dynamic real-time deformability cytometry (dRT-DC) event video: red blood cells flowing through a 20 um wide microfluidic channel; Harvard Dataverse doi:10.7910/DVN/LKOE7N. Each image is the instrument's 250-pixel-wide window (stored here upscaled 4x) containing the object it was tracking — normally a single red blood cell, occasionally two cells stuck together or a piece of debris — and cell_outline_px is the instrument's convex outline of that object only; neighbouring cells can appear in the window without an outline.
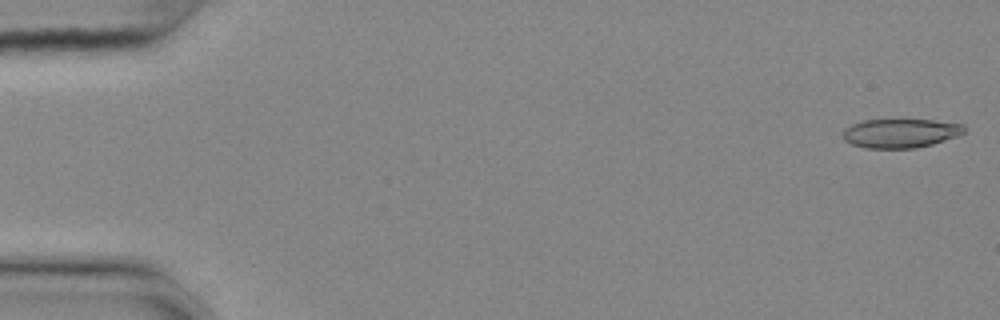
{"species": "common noctule bat (a hibernating species)", "species_latin": "Nyctalus noctula", "temperature_condition": "cold", "stored_images_in_passage": 55, "camera_frame_rate_fps": 3000, "um_per_image_px": 0.085, "animal": {"sex": "female", "body_mass_g": 25.1}, "frame": {"image": 1, "passage_image": 1, "time_ms": 0.0, "image_size_px": [1000, 320], "cell_outline_px": [[964, 132], [956, 136], [932, 144], [916, 148], [868, 148], [852, 144], [844, 140], [844, 128], [852, 124], [864, 120], [932, 120], [964, 124]], "centroid_in_image_um": [76.53, 11.32], "position_along_channel_um": 8.5, "area_um2": 20.29}}
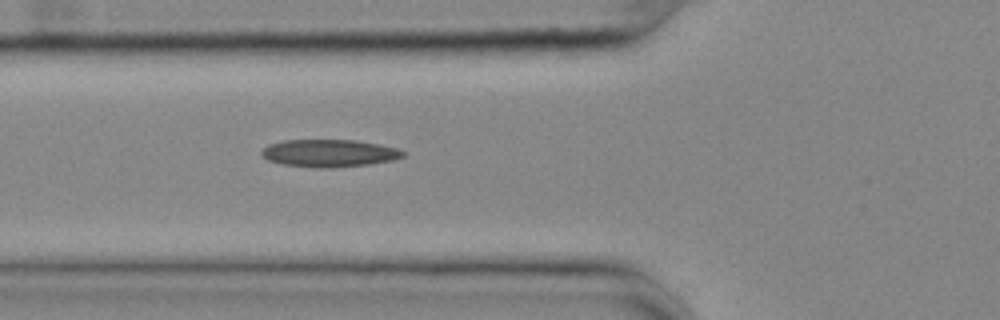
{"frame": {"image": 2, "passage_image": 20, "time_ms": 6.333, "image_size_px": [1000, 320], "cell_outline_px": [[404, 156], [392, 160], [368, 164], [324, 168], [320, 168], [284, 164], [268, 160], [260, 156], [260, 152], [268, 144], [284, 140], [356, 140], [380, 144], [400, 148], [404, 152]], "centroid_in_image_um": [27.98, 13.0], "position_along_channel_um": 97.8, "area_um2": 22.6}}
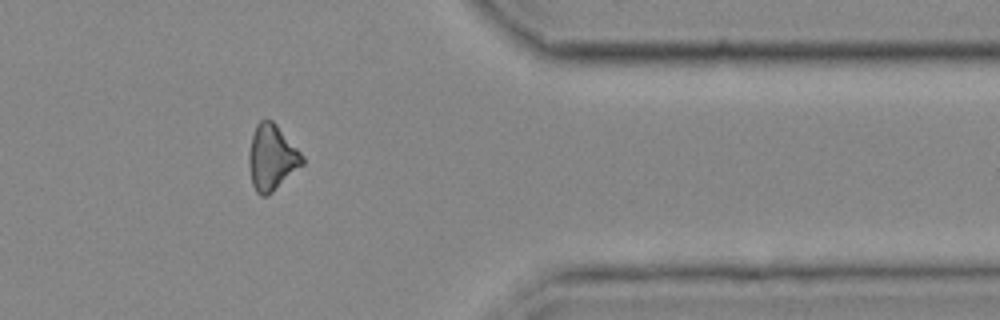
{"frame": {"image": 3, "passage_image": 45, "time_ms": 14.667, "image_size_px": [1000, 320], "cell_outline_px": [[304, 164], [268, 196], [260, 196], [256, 192], [252, 184], [248, 164], [248, 152], [252, 136], [256, 124], [260, 120], [272, 120], [276, 124], [304, 156]], "centroid_in_image_um": [23.09, 13.41], "position_along_channel_um": 388.3, "area_um2": 20.52}, "authors_computed_cell_mechanics": {"area_um2": 20.9814, "velocity_mm_per_s": 3.6715, "shape_relaxation_time_tau1_ms": null, "shape_relaxation_time_tau2_ms": 10.4052, "deformation_change_tau1": null, "deformation_change_tau2": 0.2308}}